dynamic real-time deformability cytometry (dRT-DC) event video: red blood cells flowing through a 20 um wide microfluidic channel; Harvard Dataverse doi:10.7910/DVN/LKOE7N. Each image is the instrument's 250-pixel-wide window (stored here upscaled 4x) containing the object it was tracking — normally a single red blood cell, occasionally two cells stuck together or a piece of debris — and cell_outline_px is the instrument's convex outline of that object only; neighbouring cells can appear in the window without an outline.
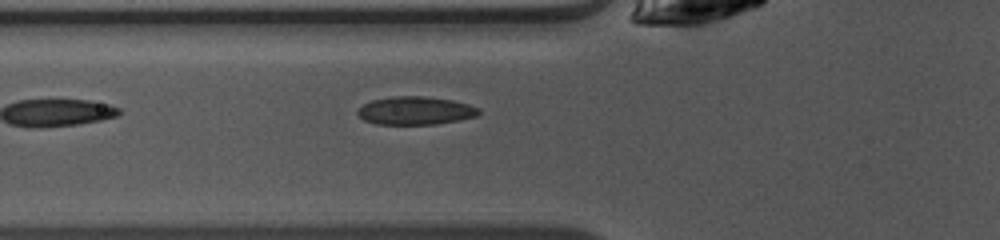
{"species": "common noctule bat (a hibernating species)", "species_latin": "Nyctalus noctula", "temperature_condition": "warm", "stored_images_in_passage": 10, "camera_frame_rate_fps": 3000, "um_per_image_px": 0.085, "animal": {"sex": "female", "body_mass_g": 10.0, "forearm_length_mm": 53.1}, "frame": {"image": 1, "passage_image": 5, "time_ms": 1.333, "image_size_px": [1000, 240], "cell_outline_px": [[480, 112], [476, 116], [460, 120], [436, 124], [376, 124], [364, 120], [356, 112], [356, 108], [372, 100], [392, 96], [424, 96], [452, 100], [468, 104], [480, 108]], "centroid_in_image_um": [35.3, 9.4], "position_along_channel_um": 90.5, "area_um2": 19.94}}